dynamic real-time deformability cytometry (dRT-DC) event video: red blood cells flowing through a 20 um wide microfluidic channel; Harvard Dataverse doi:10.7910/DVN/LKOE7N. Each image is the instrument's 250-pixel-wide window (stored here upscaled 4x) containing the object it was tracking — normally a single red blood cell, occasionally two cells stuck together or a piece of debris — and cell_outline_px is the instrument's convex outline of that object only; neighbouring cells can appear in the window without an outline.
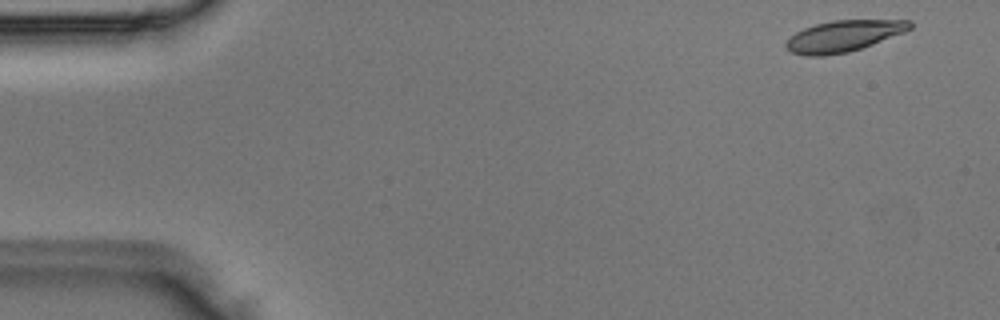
{"species": "Egyptian fruit bat (a non-hibernating species)", "species_latin": "Rousettus aegyptiacus", "temperature_condition": "room temperature", "stored_images_in_passage": 12, "camera_frame_rate_fps": 3000, "um_per_image_px": 0.085, "animal": {"sex": "male"}, "frame": {"image": 1, "passage_image": 1, "time_ms": 0.0, "image_size_px": [1000, 320], "cell_outline_px": [[912, 28], [904, 32], [872, 44], [848, 52], [824, 56], [808, 56], [792, 52], [784, 48], [784, 44], [796, 32], [804, 28], [816, 24], [832, 20], [912, 20]], "centroid_in_image_um": [71.69, 3.06], "position_along_channel_um": 13.3, "area_um2": 22.43}}